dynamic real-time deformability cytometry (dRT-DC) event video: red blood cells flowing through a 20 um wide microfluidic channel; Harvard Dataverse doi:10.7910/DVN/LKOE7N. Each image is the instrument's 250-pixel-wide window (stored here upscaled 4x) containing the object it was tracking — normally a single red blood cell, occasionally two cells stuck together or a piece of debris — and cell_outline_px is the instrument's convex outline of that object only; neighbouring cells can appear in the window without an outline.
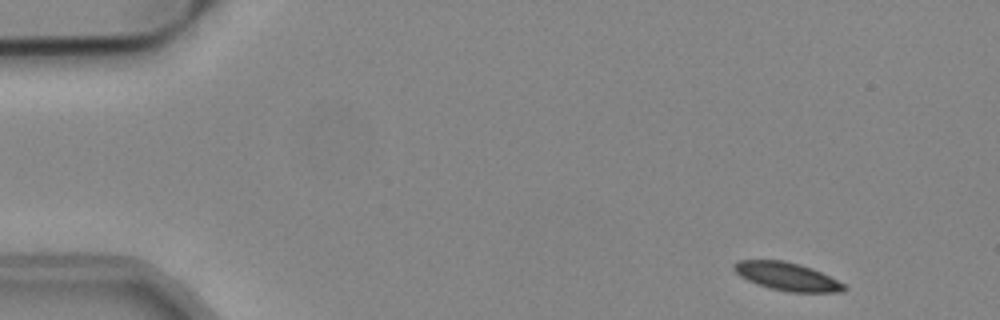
{"species": "common noctule bat (a hibernating species)", "species_latin": "Nyctalus noctula", "temperature_condition": "cold", "stored_images_in_passage": 52, "segment_of_instrument_passage": [1, 2], "camera_frame_rate_fps": 3000, "um_per_image_px": 0.085, "animal": {"sex": "male", "body_mass_g": 19.2, "forearm_length_mm": 51.8}, "frame": {"image": 1, "passage_image": 2, "time_ms": 0.333, "image_size_px": [1000, 320], "cell_outline_px": [[848, 288], [840, 292], [788, 292], [756, 284], [740, 276], [732, 268], [732, 264], [736, 260], [784, 260], [800, 264], [812, 268], [844, 284]], "centroid_in_image_um": [66.86, 23.49], "position_along_channel_um": 18.1, "area_um2": 17.98}}
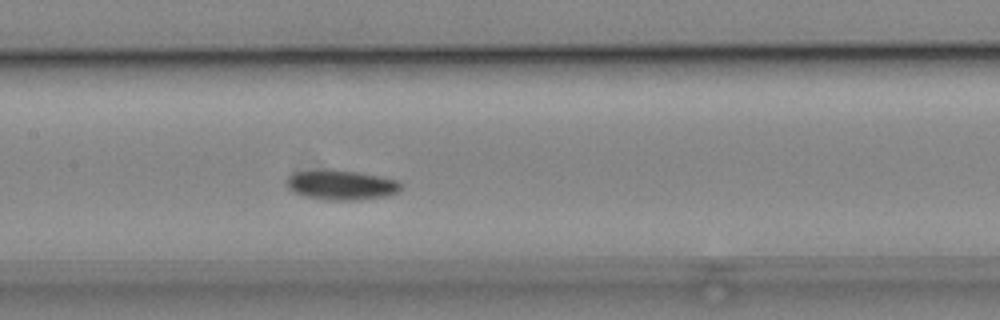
{"frame": {"image": 2, "passage_image": 23, "time_ms": 7.333, "image_size_px": [1000, 320], "cell_outline_px": [[404, 184], [396, 192], [384, 196], [352, 200], [332, 200], [304, 196], [292, 192], [284, 184], [288, 176], [292, 172], [356, 172], [380, 176], [396, 180]], "centroid_in_image_um": [28.98, 15.75], "position_along_channel_um": 178.4, "area_um2": 19.07}}
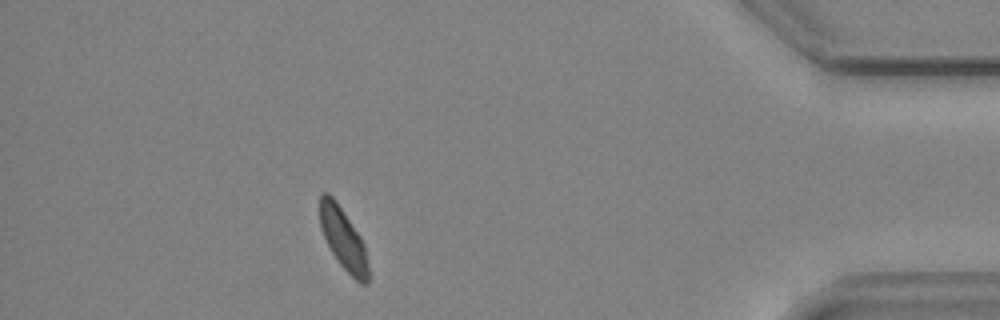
{"frame": {"image": 3, "passage_image": 45, "time_ms": 14.667, "image_size_px": [1000, 320], "cell_outline_px": [[368, 284], [360, 284], [340, 264], [332, 252], [324, 236], [320, 224], [320, 192], [328, 192], [336, 200], [360, 236], [364, 244], [368, 264]], "centroid_in_image_um": [29.18, 20.29], "position_along_channel_um": 406.0, "area_um2": 17.17}}